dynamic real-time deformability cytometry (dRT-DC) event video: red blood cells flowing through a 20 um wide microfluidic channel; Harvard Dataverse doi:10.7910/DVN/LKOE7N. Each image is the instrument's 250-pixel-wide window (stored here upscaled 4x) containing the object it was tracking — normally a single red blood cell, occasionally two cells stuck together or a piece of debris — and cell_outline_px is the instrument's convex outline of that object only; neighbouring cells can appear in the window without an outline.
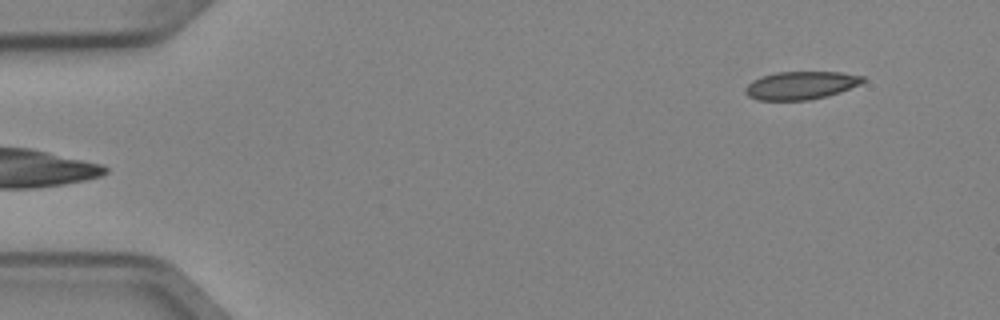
{"species": "Egyptian fruit bat (a non-hibernating species)", "species_latin": "Rousettus aegyptiacus", "temperature_condition": "cold", "stored_images_in_passage": 5, "camera_frame_rate_fps": 3000, "um_per_image_px": 0.085, "animal": {"sex": "female"}, "frame": {"image": 1, "passage_image": 5, "time_ms": 1.333, "image_size_px": [1000, 320], "cell_outline_px": [[864, 80], [860, 84], [840, 92], [808, 100], [756, 100], [748, 96], [744, 92], [744, 88], [752, 80], [776, 72], [840, 72], [864, 76]], "centroid_in_image_um": [68.04, 7.26], "position_along_channel_um": 17.0, "area_um2": 19.07}}